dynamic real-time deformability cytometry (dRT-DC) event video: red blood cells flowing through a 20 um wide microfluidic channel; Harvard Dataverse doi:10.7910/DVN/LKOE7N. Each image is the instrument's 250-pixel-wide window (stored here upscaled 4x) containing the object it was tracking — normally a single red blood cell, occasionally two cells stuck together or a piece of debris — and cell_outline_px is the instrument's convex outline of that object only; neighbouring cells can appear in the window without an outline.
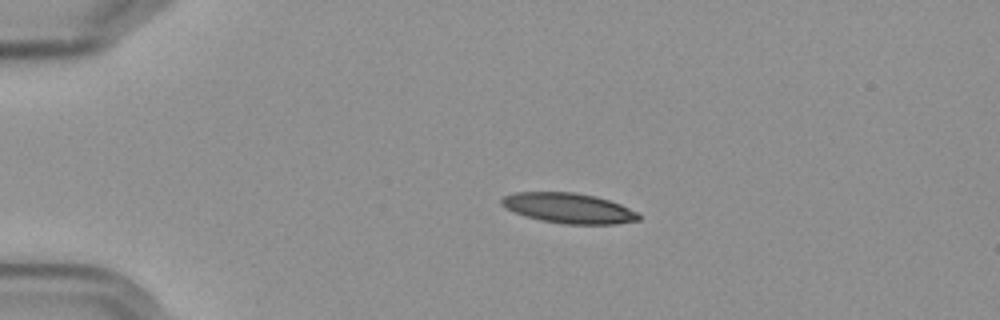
{"species": "Egyptian fruit bat (a non-hibernating species)", "species_latin": "Rousettus aegyptiacus", "temperature_condition": "cold", "stored_images_in_passage": 5, "camera_frame_rate_fps": 3000, "um_per_image_px": 0.085, "frame": {"image": 1, "passage_image": 3, "time_ms": 2.333, "image_size_px": [1000, 320], "cell_outline_px": [[640, 220], [616, 224], [564, 224], [540, 220], [524, 216], [504, 208], [500, 204], [500, 200], [504, 196], [516, 192], [572, 192], [596, 196], [620, 204], [636, 212], [640, 216]], "centroid_in_image_um": [48.3, 17.69], "position_along_channel_um": 36.7, "area_um2": 24.16}}
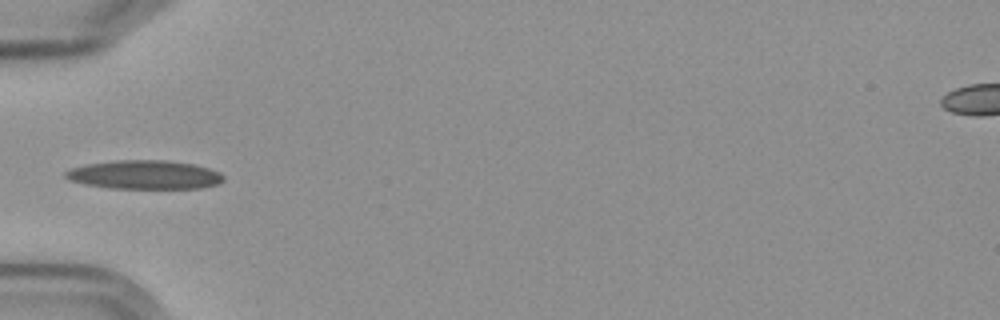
{"frame": {"image": 2, "passage_image": 5, "time_ms": 4.667, "image_size_px": [1000, 320], "cell_outline_px": [[224, 180], [220, 184], [200, 188], [108, 188], [84, 184], [72, 180], [64, 176], [64, 172], [72, 168], [88, 164], [116, 160], [164, 160], [192, 164], [208, 168], [220, 172], [224, 176]], "centroid_in_image_um": [12.32, 14.86], "position_along_channel_um": 72.7, "area_um2": 26.41}}